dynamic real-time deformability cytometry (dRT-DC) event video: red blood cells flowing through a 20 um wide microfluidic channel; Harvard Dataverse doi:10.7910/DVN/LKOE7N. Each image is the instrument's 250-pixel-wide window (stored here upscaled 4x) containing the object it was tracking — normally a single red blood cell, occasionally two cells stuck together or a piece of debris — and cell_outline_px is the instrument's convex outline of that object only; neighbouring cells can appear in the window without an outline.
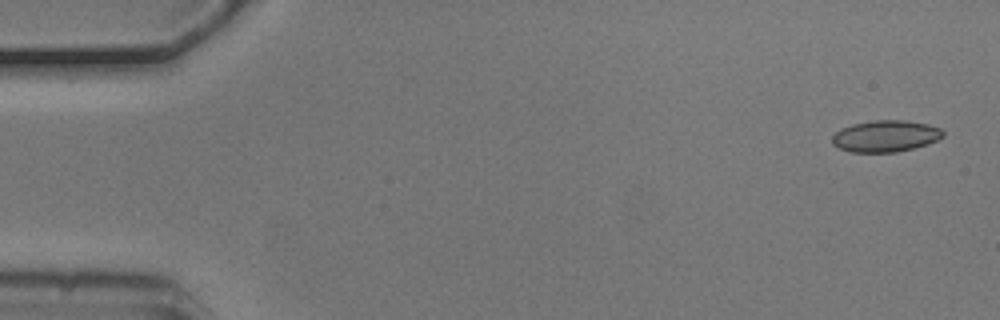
{"species": "common noctule bat (a hibernating species)", "species_latin": "Nyctalus noctula", "temperature_condition": "cold", "stored_images_in_passage": 5, "camera_frame_rate_fps": 3000, "um_per_image_px": 0.085, "animal": {"sex": "male", "body_mass_g": 20.5, "forearm_length_mm": 52.5}, "frame": {"image": 1, "passage_image": 1, "time_ms": 0.0, "image_size_px": [1000, 320], "cell_outline_px": [[944, 136], [928, 144], [896, 152], [852, 152], [840, 148], [832, 144], [832, 136], [840, 128], [852, 124], [872, 120], [904, 120], [928, 124], [940, 128], [944, 132]], "centroid_in_image_um": [75.26, 11.56], "position_along_channel_um": 9.7, "area_um2": 20.4}}
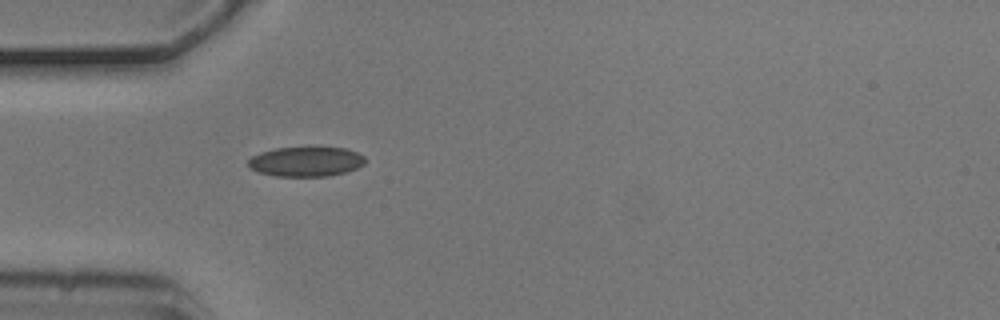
{"frame": {"image": 2, "passage_image": 5, "time_ms": 1.333, "image_size_px": [1000, 320], "cell_outline_px": [[368, 160], [364, 164], [348, 172], [328, 176], [276, 176], [260, 172], [248, 168], [248, 160], [252, 156], [260, 152], [276, 148], [344, 148], [356, 152], [364, 156]], "centroid_in_image_um": [26.02, 13.74], "position_along_channel_um": 59.0, "area_um2": 20.23}}